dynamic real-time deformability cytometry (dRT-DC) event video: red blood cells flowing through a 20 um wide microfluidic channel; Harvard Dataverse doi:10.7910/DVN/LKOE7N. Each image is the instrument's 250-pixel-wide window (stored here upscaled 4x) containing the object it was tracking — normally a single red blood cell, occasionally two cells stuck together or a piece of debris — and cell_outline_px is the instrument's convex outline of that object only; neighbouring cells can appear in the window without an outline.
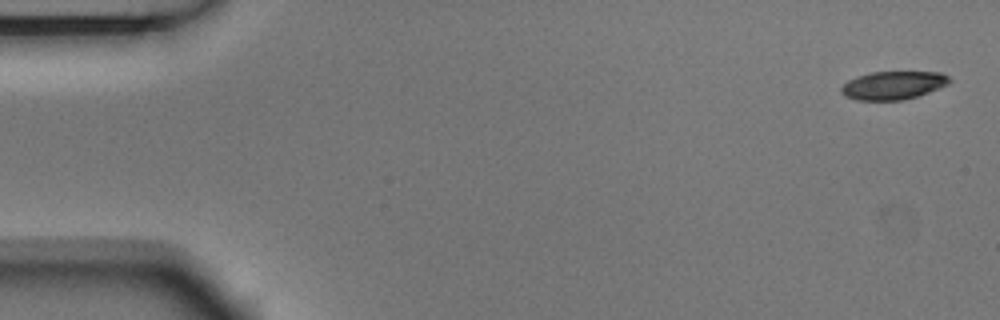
{"species": "Egyptian fruit bat (a non-hibernating species)", "species_latin": "Rousettus aegyptiacus", "temperature_condition": "room temperature", "stored_images_in_passage": 3, "camera_frame_rate_fps": 3000, "um_per_image_px": 0.085, "animal": {"sex": "male"}, "frame": {"image": 1, "passage_image": 1, "time_ms": 0.0, "image_size_px": [1000, 320], "cell_outline_px": [[952, 80], [948, 84], [928, 92], [916, 96], [900, 100], [856, 100], [840, 92], [840, 88], [848, 80], [856, 76], [872, 72], [940, 72], [948, 76]], "centroid_in_image_um": [75.91, 7.24], "position_along_channel_um": 9.1, "area_um2": 17.63}}
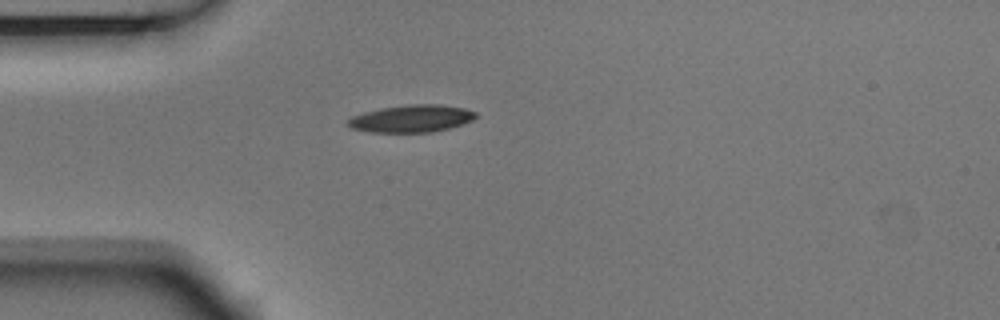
{"frame": {"image": 2, "passage_image": 3, "time_ms": 0.667, "image_size_px": [1000, 320], "cell_outline_px": [[476, 116], [472, 120], [448, 128], [432, 132], [372, 132], [352, 128], [348, 124], [348, 120], [352, 116], [364, 112], [380, 108], [408, 104], [440, 104], [464, 108], [476, 112]], "centroid_in_image_um": [34.97, 10.07], "position_along_channel_um": 50.0, "area_um2": 20.17}}